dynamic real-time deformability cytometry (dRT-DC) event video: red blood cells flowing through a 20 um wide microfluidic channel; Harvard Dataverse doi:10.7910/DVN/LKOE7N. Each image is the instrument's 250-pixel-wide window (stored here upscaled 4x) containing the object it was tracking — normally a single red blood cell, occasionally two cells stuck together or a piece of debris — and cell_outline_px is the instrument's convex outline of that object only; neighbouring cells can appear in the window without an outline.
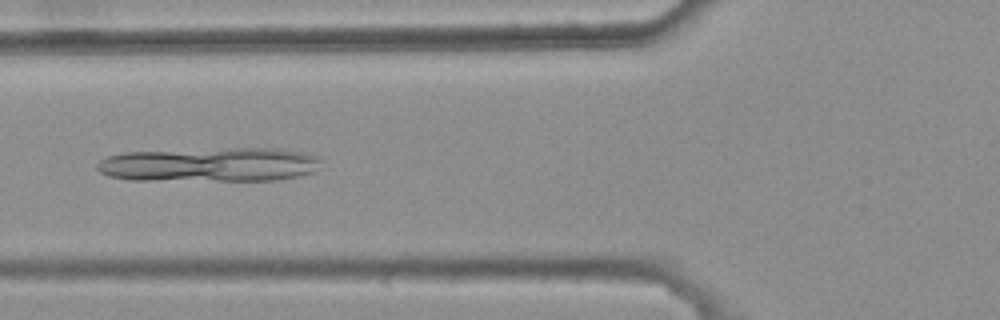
{"species": "common noctule bat (a hibernating species)", "species_latin": "Nyctalus noctula", "temperature_condition": "warm", "stored_images_in_passage": 6, "camera_frame_rate_fps": 3000, "um_per_image_px": 0.085, "animal": {"sex": "female", "body_mass_g": 25.1}, "frame": {"image": 1, "passage_image": 2, "time_ms": 0.333, "image_size_px": [1000, 320], "cell_outline_px": [[320, 160], [312, 172], [296, 176], [272, 180], [128, 180], [108, 176], [100, 172], [96, 168], [96, 164], [100, 160], [108, 156], [124, 152], [228, 148], [280, 148], [320, 156]], "centroid_in_image_um": [17.76, 13.98], "position_along_channel_um": 108.0, "area_um2": 44.68}}
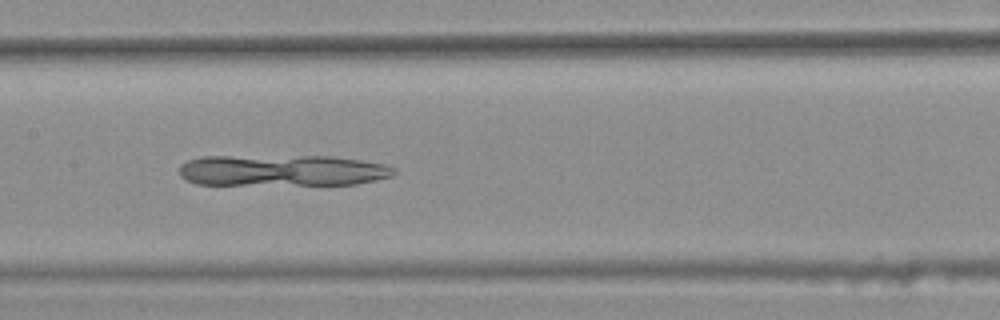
{"frame": {"image": 2, "passage_image": 4, "time_ms": 1.0, "image_size_px": [1000, 320], "cell_outline_px": [[400, 172], [392, 176], [376, 180], [356, 184], [196, 184], [180, 176], [180, 164], [188, 160], [204, 156], [332, 156], [388, 164], [396, 168]], "centroid_in_image_um": [24.06, 14.47], "position_along_channel_um": 183.3, "area_um2": 39.3}}
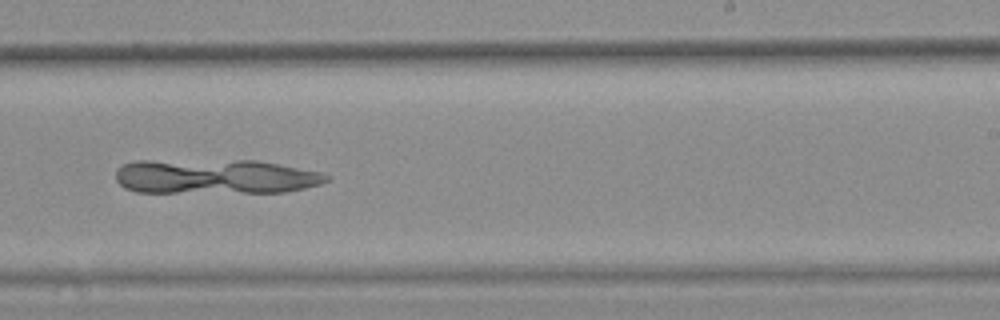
{"frame": {"image": 3, "passage_image": 6, "time_ms": 1.667, "image_size_px": [1000, 320], "cell_outline_px": [[332, 176], [328, 180], [320, 184], [304, 188], [284, 192], [136, 192], [124, 188], [116, 180], [116, 168], [124, 164], [136, 160], [256, 160], [320, 172]], "centroid_in_image_um": [18.25, 15.0], "position_along_channel_um": 270.7, "area_um2": 42.83}}